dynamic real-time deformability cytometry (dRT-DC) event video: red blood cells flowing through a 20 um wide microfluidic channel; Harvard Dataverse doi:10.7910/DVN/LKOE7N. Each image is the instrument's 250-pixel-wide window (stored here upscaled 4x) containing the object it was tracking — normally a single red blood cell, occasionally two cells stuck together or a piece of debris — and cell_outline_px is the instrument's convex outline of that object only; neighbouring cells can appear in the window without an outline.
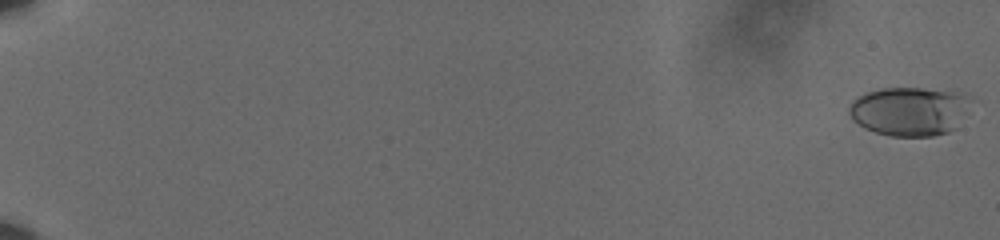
{"species": "human", "species_latin": "Homo sapiens", "temperature_condition": "cold", "stored_images_in_passage": 61, "camera_frame_rate_fps": 3000, "um_per_image_px": 0.085, "donor": {"sex": "male"}, "frame": {"image": 1, "passage_image": 1, "time_ms": 0.0, "image_size_px": [1000, 240], "cell_outline_px": [[972, 96], [956, 128], [948, 132], [932, 136], [892, 136], [876, 132], [864, 128], [852, 120], [848, 112], [848, 108], [852, 100], [856, 96], [864, 92], [880, 88], [952, 88], [968, 92]], "centroid_in_image_um": [77.32, 9.4], "position_along_channel_um": 7.7, "area_um2": 35.55}}
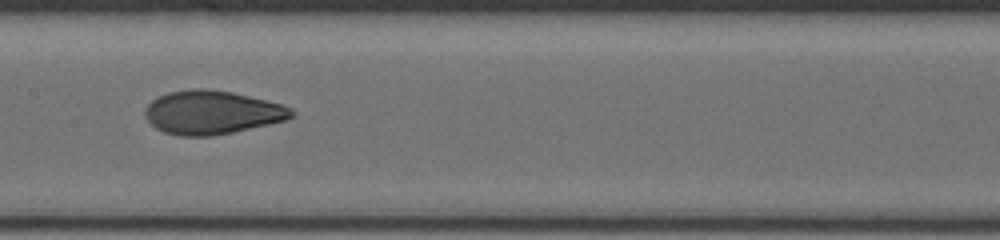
{"frame": {"image": 2, "passage_image": 35, "time_ms": 11.333, "image_size_px": [1000, 240], "cell_outline_px": [[296, 116], [284, 120], [232, 132], [212, 136], [180, 136], [164, 132], [156, 128], [144, 116], [144, 108], [156, 96], [168, 92], [188, 88], [204, 88], [232, 92], [280, 104], [296, 112]], "centroid_in_image_um": [17.95, 9.55], "position_along_channel_um": 189.4, "area_um2": 37.11}}
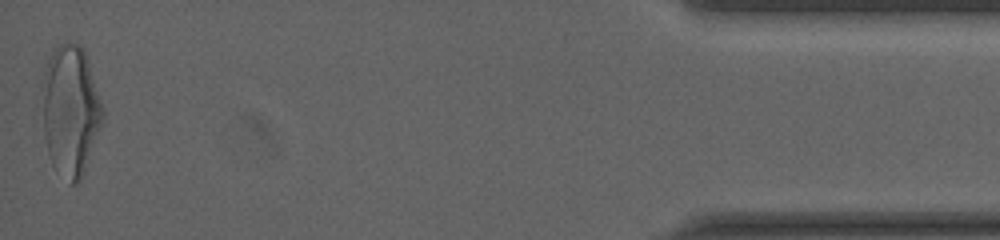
{"frame": {"image": 3, "passage_image": 61, "time_ms": 20.0, "image_size_px": [1000, 240], "cell_outline_px": [[104, 116], [80, 180], [76, 184], [72, 184], [52, 164], [48, 152], [44, 136], [44, 68], [52, 52], [60, 44], [68, 40], [80, 44], [84, 48], [104, 112]], "centroid_in_image_um": [6.0, 9.33], "position_along_channel_um": 429.2, "area_um2": 44.91}, "authors_computed_cell_mechanics": {"area_um2": 36.2984, "velocity_mm_per_s": 3.6086, "shape_relaxation_time_tau1_ms": 5.1043, "shape_relaxation_time_tau2_ms": 1.2788, "deformation_change_tau1": 0.1899, "deformation_change_tau2": 0.0689}}